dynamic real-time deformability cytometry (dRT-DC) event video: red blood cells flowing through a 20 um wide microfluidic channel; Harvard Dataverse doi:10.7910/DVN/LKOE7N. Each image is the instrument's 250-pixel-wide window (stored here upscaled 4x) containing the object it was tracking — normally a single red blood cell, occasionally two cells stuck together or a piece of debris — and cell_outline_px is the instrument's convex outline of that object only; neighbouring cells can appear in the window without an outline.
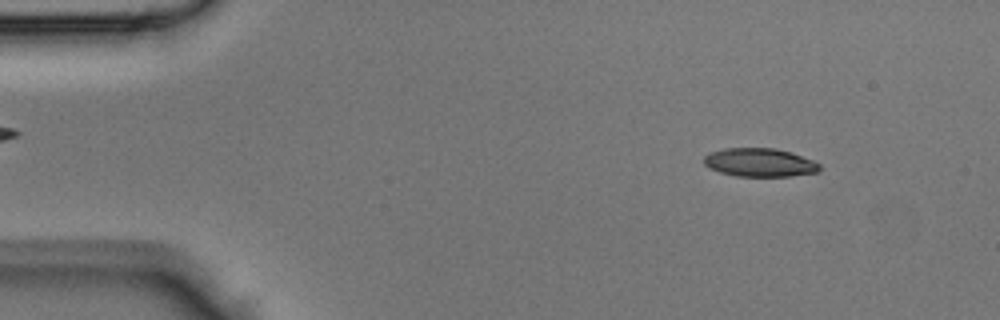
{"species": "Egyptian fruit bat (a non-hibernating species)", "species_latin": "Rousettus aegyptiacus", "temperature_condition": "room temperature", "stored_images_in_passage": 43, "camera_frame_rate_fps": 3000, "um_per_image_px": 0.085, "animal": {"sex": "male"}, "frame": {"image": 1, "passage_image": 5, "time_ms": 1.333, "image_size_px": [1000, 320], "cell_outline_px": [[820, 168], [816, 172], [788, 176], [736, 176], [720, 172], [708, 168], [704, 164], [704, 156], [708, 152], [724, 148], [776, 148], [792, 152], [816, 160], [820, 164]], "centroid_in_image_um": [64.57, 13.8], "position_along_channel_um": 20.4, "area_um2": 19.42}}
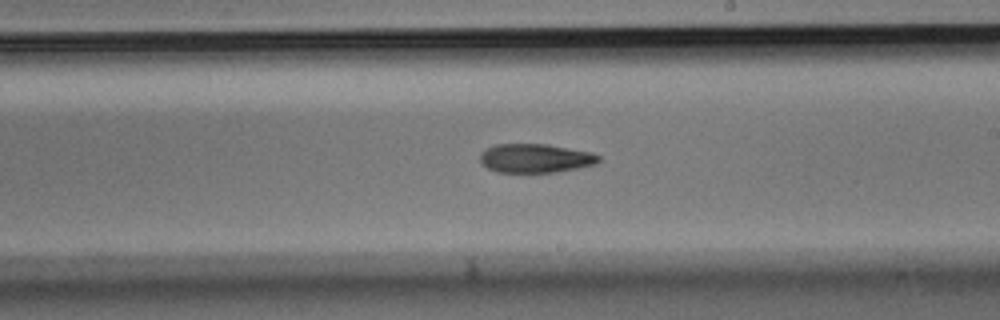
{"frame": {"image": 2, "passage_image": 25, "time_ms": 8.0, "image_size_px": [1000, 320], "cell_outline_px": [[600, 160], [596, 164], [580, 168], [556, 172], [496, 172], [488, 168], [480, 160], [480, 152], [496, 144], [548, 144], [592, 152], [600, 156]], "centroid_in_image_um": [45.54, 13.45], "position_along_channel_um": 243.5, "area_um2": 20.06}}
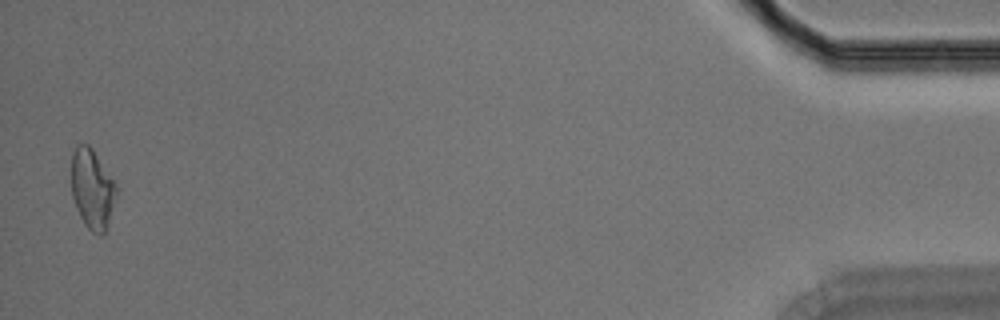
{"frame": {"image": 3, "passage_image": 43, "time_ms": 14.0, "image_size_px": [1000, 320], "cell_outline_px": [[116, 192], [104, 232], [100, 236], [92, 232], [84, 224], [76, 208], [72, 196], [72, 152], [76, 144], [88, 144], [92, 148], [116, 184]], "centroid_in_image_um": [7.8, 16.03], "position_along_channel_um": 427.4, "area_um2": 20.4}}